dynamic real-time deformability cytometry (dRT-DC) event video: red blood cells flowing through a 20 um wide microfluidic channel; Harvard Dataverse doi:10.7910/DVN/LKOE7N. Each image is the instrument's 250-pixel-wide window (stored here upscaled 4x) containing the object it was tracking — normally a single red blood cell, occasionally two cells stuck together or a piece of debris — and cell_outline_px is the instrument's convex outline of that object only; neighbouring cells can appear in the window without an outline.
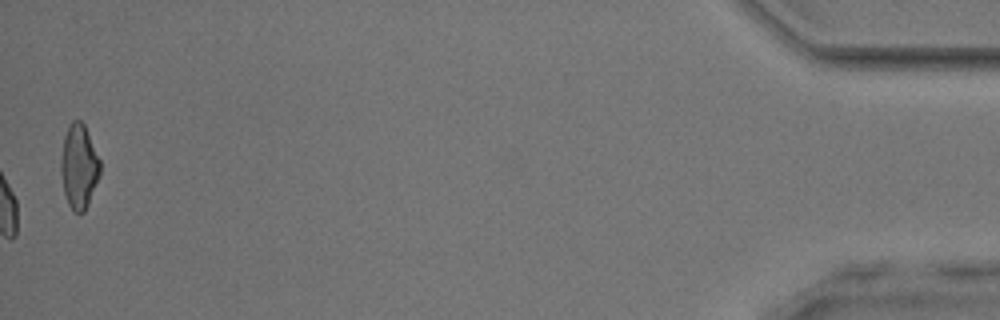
{"species": "common noctule bat (a hibernating species)", "species_latin": "Nyctalus noctula", "temperature_condition": "room temperature", "stored_images_in_passage": 39, "camera_frame_rate_fps": 3000, "um_per_image_px": 0.085, "animal": {"sex": "male", "body_mass_g": 17.9, "forearm_length_mm": 54.2}, "frame": {"image": 1, "passage_image": 39, "time_ms": 12.667, "image_size_px": [1000, 320], "cell_outline_px": [[100, 176], [88, 204], [84, 212], [76, 212], [68, 204], [64, 192], [60, 172], [60, 160], [64, 136], [68, 124], [72, 120], [80, 120], [84, 124], [100, 160]], "centroid_in_image_um": [6.7, 14.13], "position_along_channel_um": 428.5, "area_um2": 19.31}, "authors_computed_cell_mechanics": {"area_um2": 15.895, "velocity_mm_per_s": 3.9597, "shape_relaxation_time_tau1_ms": 8.4972, "shape_relaxation_time_tau2_ms": 1.8619, "deformation_change_tau1": 0.0854, "deformation_change_tau2": 0.0601}}